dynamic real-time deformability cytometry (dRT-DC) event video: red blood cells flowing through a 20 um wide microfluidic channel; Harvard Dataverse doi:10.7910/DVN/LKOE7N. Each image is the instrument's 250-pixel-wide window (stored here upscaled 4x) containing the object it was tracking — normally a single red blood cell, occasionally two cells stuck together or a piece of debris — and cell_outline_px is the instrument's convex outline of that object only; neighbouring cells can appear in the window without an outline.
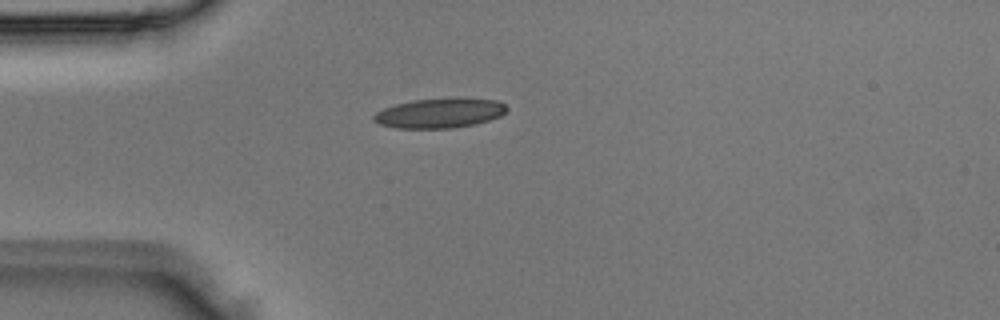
{"species": "Egyptian fruit bat (a non-hibernating species)", "species_latin": "Rousettus aegyptiacus", "temperature_condition": "room temperature", "stored_images_in_passage": 2, "camera_frame_rate_fps": 3000, "um_per_image_px": 0.085, "animal": {"sex": "male"}, "frame": {"image": 1, "passage_image": 2, "time_ms": 0.333, "image_size_px": [1000, 320], "cell_outline_px": [[508, 108], [500, 116], [476, 124], [452, 128], [396, 128], [380, 124], [372, 120], [372, 116], [376, 112], [384, 108], [396, 104], [412, 100], [496, 100], [504, 104]], "centroid_in_image_um": [37.3, 9.65], "position_along_channel_um": 47.7, "area_um2": 22.25}}